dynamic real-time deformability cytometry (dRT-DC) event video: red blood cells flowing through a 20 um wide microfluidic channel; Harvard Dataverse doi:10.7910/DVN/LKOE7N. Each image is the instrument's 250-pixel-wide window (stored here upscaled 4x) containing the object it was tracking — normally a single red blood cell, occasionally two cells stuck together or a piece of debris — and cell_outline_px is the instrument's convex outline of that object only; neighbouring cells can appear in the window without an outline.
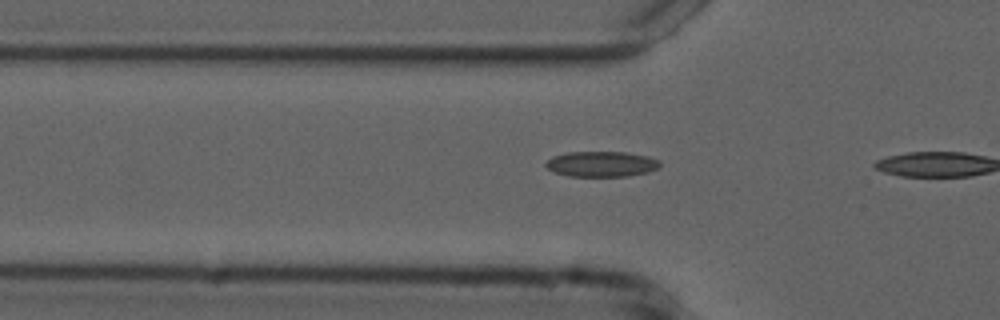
{"species": "common noctule bat (a hibernating species)", "species_latin": "Nyctalus noctula", "temperature_condition": "cold", "stored_images_in_passage": 12, "camera_frame_rate_fps": 3000, "um_per_image_px": 0.085, "animal": {"sex": "male", "forearm_length_mm": 52.5}, "frame": {"image": 1, "passage_image": 10, "time_ms": 3.0, "image_size_px": [1000, 320], "cell_outline_px": [[660, 168], [648, 172], [628, 176], [568, 176], [552, 172], [544, 164], [552, 156], [568, 152], [624, 152], [648, 156], [660, 160]], "centroid_in_image_um": [51.13, 13.94], "position_along_channel_um": 74.7, "area_um2": 17.05}}